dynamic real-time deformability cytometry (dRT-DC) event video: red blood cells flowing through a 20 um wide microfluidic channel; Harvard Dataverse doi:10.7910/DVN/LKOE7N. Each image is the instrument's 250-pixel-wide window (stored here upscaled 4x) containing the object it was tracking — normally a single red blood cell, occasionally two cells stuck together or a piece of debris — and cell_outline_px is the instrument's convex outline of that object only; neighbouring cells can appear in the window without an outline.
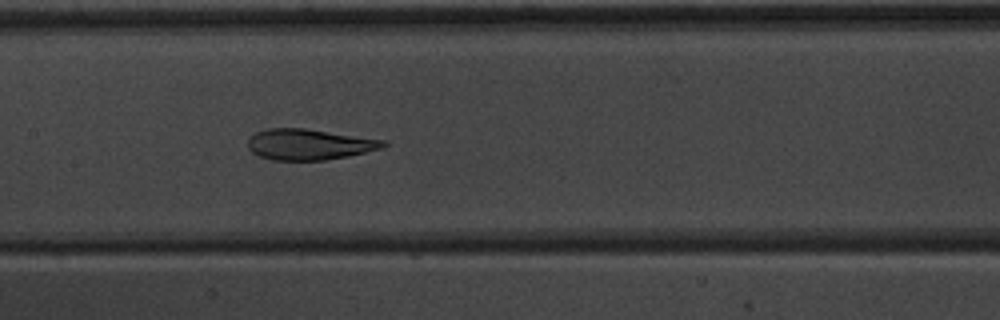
{"species": "common noctule bat (a hibernating species)", "species_latin": "Nyctalus noctula", "temperature_condition": "warm", "stored_images_in_passage": 53, "segment_of_instrument_passage": [1, 2], "camera_frame_rate_fps": 3000, "um_per_image_px": 0.085, "animal": {"sex": "male", "body_mass_g": 20.1, "forearm_length_mm": 53.5}, "frame": {"image": 1, "passage_image": 26, "time_ms": 8.333, "image_size_px": [1000, 320], "cell_outline_px": [[388, 144], [384, 148], [348, 156], [324, 160], [272, 160], [260, 156], [252, 152], [248, 148], [248, 140], [256, 132], [268, 128], [304, 128], [388, 140]], "centroid_in_image_um": [26.33, 12.27], "position_along_channel_um": 181.1, "area_um2": 24.45}}
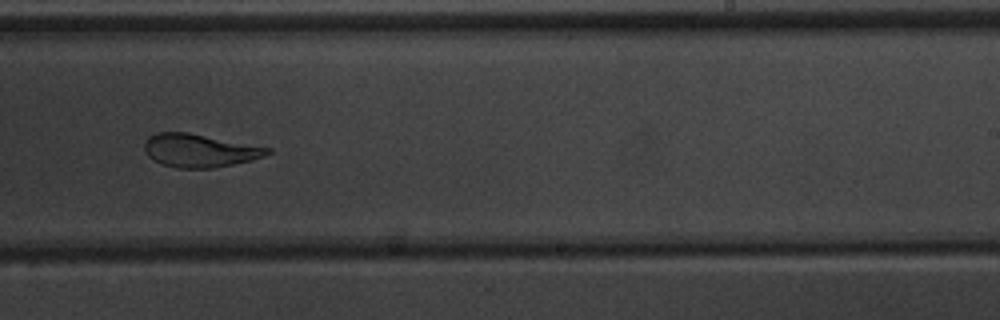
{"frame": {"image": 2, "passage_image": 33, "time_ms": 10.667, "image_size_px": [1000, 320], "cell_outline_px": [[272, 152], [264, 156], [252, 160], [212, 168], [176, 168], [164, 164], [148, 156], [144, 148], [144, 144], [148, 136], [156, 132], [188, 132], [272, 148]], "centroid_in_image_um": [16.97, 12.78], "position_along_channel_um": 272.0, "area_um2": 23.7}}
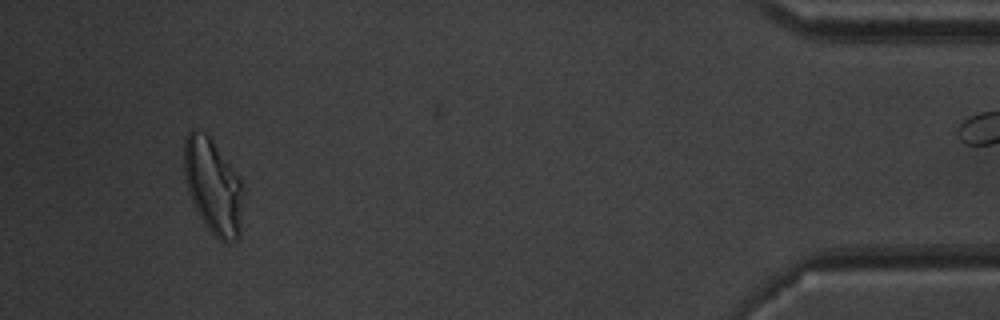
{"frame": {"image": 3, "passage_image": 49, "time_ms": 16.0, "image_size_px": [1000, 320], "cell_outline_px": [[244, 196], [240, 236], [232, 244], [224, 244], [204, 224], [188, 192], [184, 176], [184, 140], [188, 132], [192, 128], [196, 128], [204, 132], [212, 140], [240, 180], [244, 188]], "centroid_in_image_um": [18.13, 15.87], "position_along_channel_um": 417.1, "area_um2": 32.95}}